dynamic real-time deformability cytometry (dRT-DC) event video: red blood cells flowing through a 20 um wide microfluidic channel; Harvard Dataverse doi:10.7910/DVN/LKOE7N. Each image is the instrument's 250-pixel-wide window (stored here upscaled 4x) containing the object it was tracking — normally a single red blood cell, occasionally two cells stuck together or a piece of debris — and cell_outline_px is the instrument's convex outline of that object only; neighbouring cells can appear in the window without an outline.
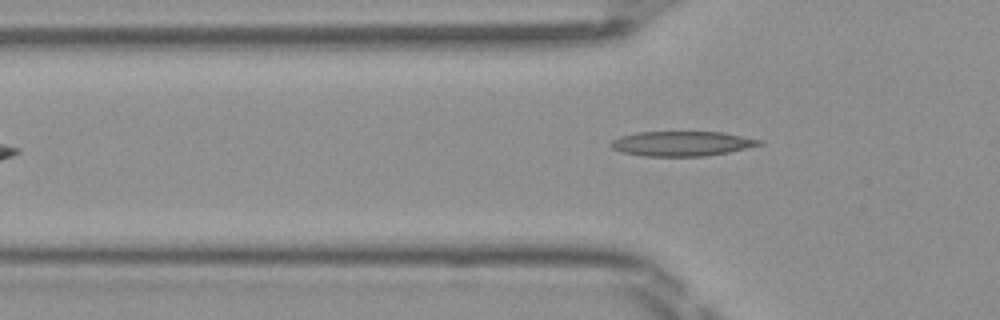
{"species": "Egyptian fruit bat (a non-hibernating species)", "species_latin": "Rousettus aegyptiacus", "temperature_condition": "room temperature", "stored_images_in_passage": 6, "camera_frame_rate_fps": 3000, "um_per_image_px": 0.085, "frame": {"image": 1, "passage_image": 6, "time_ms": 1.667, "image_size_px": [1000, 320], "cell_outline_px": [[764, 144], [748, 148], [728, 152], [704, 156], [644, 156], [620, 152], [612, 148], [608, 144], [612, 140], [620, 136], [636, 132], [724, 132], [764, 140]], "centroid_in_image_um": [57.97, 12.2], "position_along_channel_um": 67.8, "area_um2": 21.68}}